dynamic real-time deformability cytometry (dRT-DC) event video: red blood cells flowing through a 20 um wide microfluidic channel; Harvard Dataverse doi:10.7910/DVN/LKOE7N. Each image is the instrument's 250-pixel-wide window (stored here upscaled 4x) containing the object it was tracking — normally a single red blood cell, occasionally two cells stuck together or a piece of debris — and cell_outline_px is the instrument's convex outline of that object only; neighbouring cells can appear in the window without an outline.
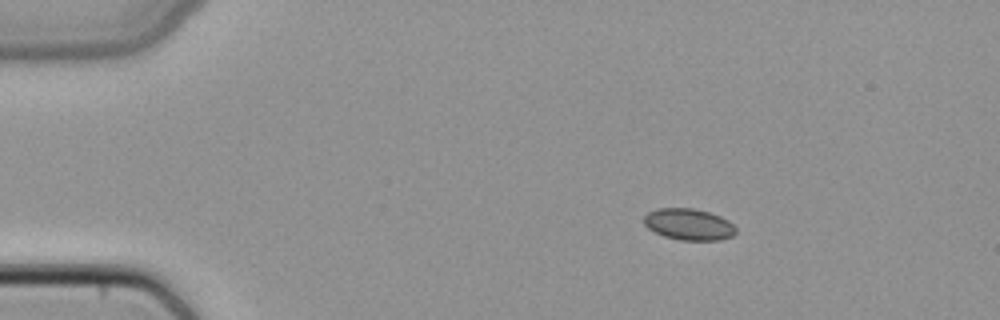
{"species": "common noctule bat (a hibernating species)", "species_latin": "Nyctalus noctula", "temperature_condition": "cold", "stored_images_in_passage": 5, "camera_frame_rate_fps": 3000, "um_per_image_px": 0.085, "animal": {"sex": "female", "body_mass_g": 22.7, "forearm_length_mm": 54.2}, "frame": {"image": 1, "passage_image": 2, "time_ms": 0.333, "image_size_px": [1000, 320], "cell_outline_px": [[736, 232], [732, 236], [720, 240], [680, 240], [664, 236], [648, 228], [644, 224], [644, 216], [648, 212], [656, 208], [692, 208], [708, 212], [720, 216], [728, 220], [736, 228]], "centroid_in_image_um": [58.54, 19.07], "position_along_channel_um": 26.5, "area_um2": 16.82}}
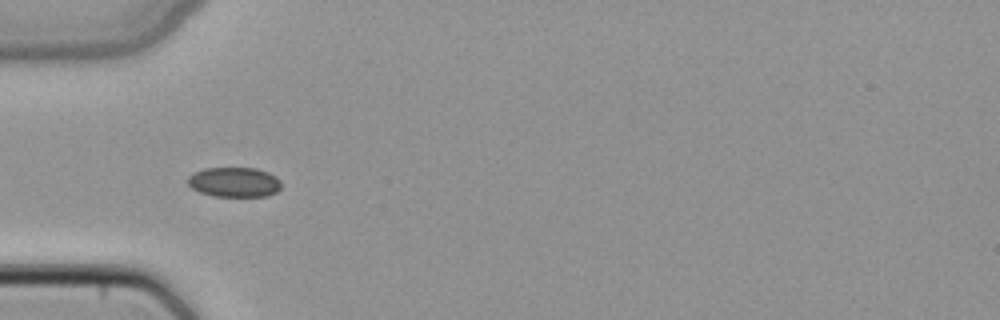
{"frame": {"image": 2, "passage_image": 4, "time_ms": 1.0, "image_size_px": [1000, 320], "cell_outline_px": [[280, 188], [276, 192], [268, 196], [212, 196], [200, 192], [192, 188], [188, 184], [188, 176], [192, 172], [204, 168], [256, 168], [268, 172], [276, 176], [280, 180]], "centroid_in_image_um": [19.9, 15.47], "position_along_channel_um": 65.1, "area_um2": 16.36}}
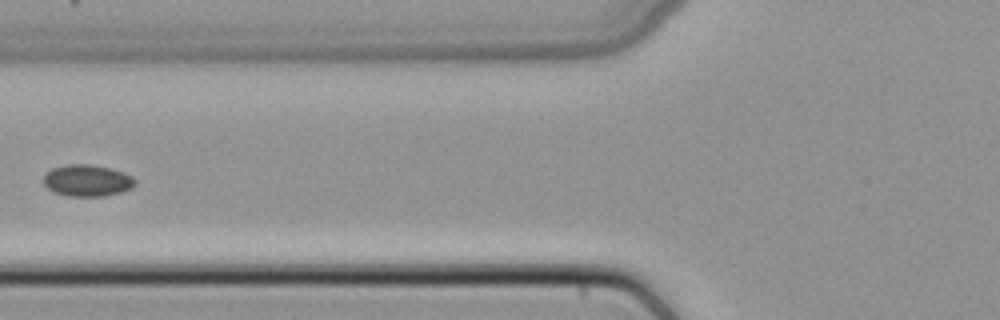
{"frame": {"image": 3, "passage_image": 5, "time_ms": 1.333, "image_size_px": [1000, 320], "cell_outline_px": [[136, 184], [132, 188], [120, 192], [104, 196], [68, 196], [52, 192], [44, 184], [44, 176], [52, 168], [68, 164], [88, 164], [108, 168], [132, 176], [136, 180]], "centroid_in_image_um": [7.4, 15.35], "position_along_channel_um": 118.4, "area_um2": 16.76}}